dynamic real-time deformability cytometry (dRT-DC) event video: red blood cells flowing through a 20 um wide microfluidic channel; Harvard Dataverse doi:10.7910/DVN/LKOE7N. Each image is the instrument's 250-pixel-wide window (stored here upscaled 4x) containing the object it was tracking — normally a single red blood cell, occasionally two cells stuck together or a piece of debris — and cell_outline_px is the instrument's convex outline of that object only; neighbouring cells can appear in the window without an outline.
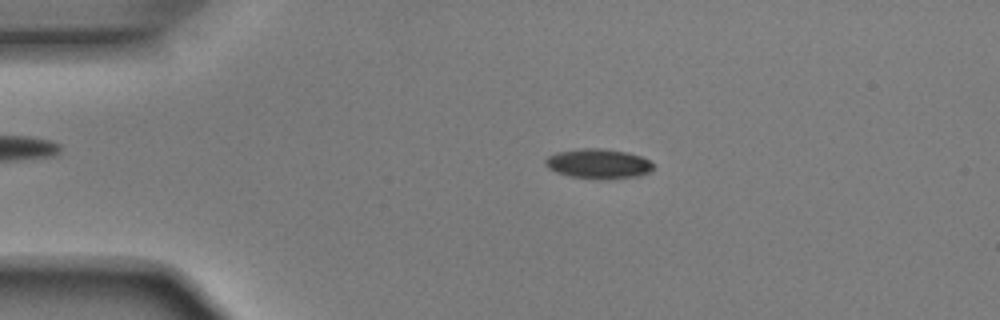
{"species": "Egyptian fruit bat (a non-hibernating species)", "species_latin": "Rousettus aegyptiacus", "temperature_condition": "room temperature", "stored_images_in_passage": 51, "camera_frame_rate_fps": 3000, "um_per_image_px": 0.085, "animal": {"sex": "male"}, "frame": {"image": 1, "passage_image": 10, "time_ms": 3.0, "image_size_px": [1000, 320], "cell_outline_px": [[652, 168], [648, 172], [640, 176], [600, 180], [568, 176], [556, 172], [548, 168], [544, 164], [544, 160], [548, 156], [556, 152], [576, 148], [600, 148], [628, 152], [640, 156], [648, 160], [652, 164]], "centroid_in_image_um": [50.8, 13.92], "position_along_channel_um": 34.2, "area_um2": 18.96}}
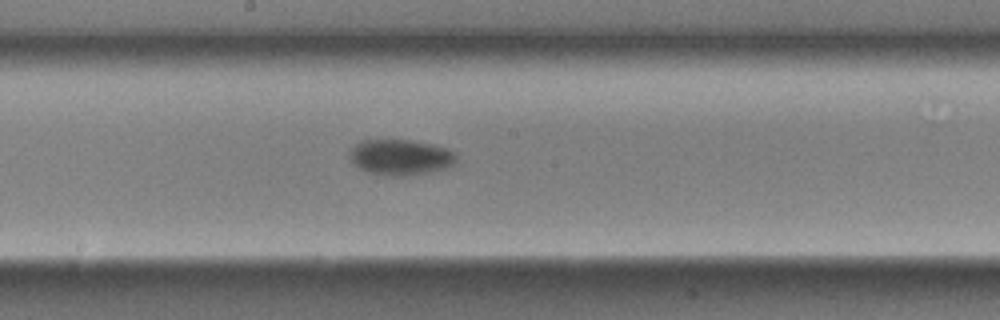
{"frame": {"image": 2, "passage_image": 27, "time_ms": 8.667, "image_size_px": [1000, 320], "cell_outline_px": [[456, 160], [452, 164], [444, 168], [404, 176], [392, 176], [368, 172], [360, 168], [352, 160], [352, 148], [356, 144], [364, 140], [408, 140], [428, 144], [444, 148], [456, 152]], "centroid_in_image_um": [34.05, 13.36], "position_along_channel_um": 214.2, "area_um2": 21.39}}
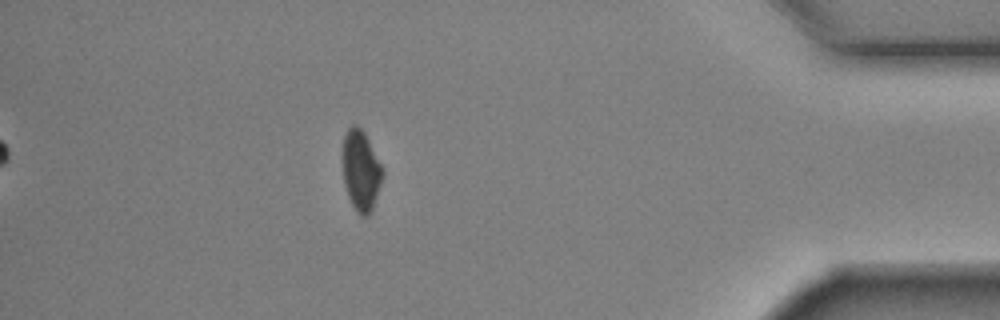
{"frame": {"image": 3, "passage_image": 45, "time_ms": 14.667, "image_size_px": [1000, 320], "cell_outline_px": [[384, 176], [372, 212], [368, 216], [360, 216], [356, 212], [348, 196], [344, 184], [340, 160], [344, 136], [348, 128], [352, 124], [356, 124], [364, 132], [384, 168]], "centroid_in_image_um": [30.67, 14.5], "position_along_channel_um": 404.5, "area_um2": 19.54}, "authors_computed_cell_mechanics": {"area_um2": 19.5364, "velocity_mm_per_s": 3.9241, "shape_relaxation_time_tau1_ms": 2.183, "shape_relaxation_time_tau2_ms": null, "deformation_change_tau1": 0.1053, "deformation_change_tau2": null}}